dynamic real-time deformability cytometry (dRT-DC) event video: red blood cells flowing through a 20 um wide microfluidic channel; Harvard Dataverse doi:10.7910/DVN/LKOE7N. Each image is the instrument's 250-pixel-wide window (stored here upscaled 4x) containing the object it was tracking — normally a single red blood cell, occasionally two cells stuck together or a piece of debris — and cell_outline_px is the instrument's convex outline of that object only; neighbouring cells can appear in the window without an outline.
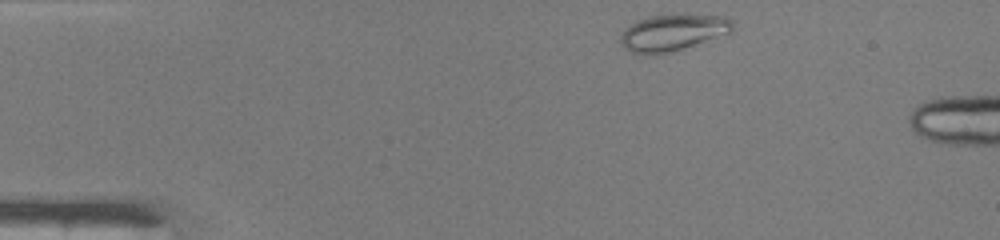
{"species": "common noctule bat (a hibernating species)", "species_latin": "Nyctalus noctula", "temperature_condition": "warm", "stored_images_in_passage": 39, "camera_frame_rate_fps": 3000, "um_per_image_px": 0.085, "animal": {"sex": "male", "body_mass_g": 19.0, "forearm_length_mm": 50.8}, "frame": {"image": 1, "passage_image": 1, "time_ms": 0.0, "image_size_px": [1000, 240], "cell_outline_px": [[732, 32], [668, 52], [628, 52], [620, 44], [620, 36], [632, 24], [648, 16], [724, 16], [732, 20]], "centroid_in_image_um": [57.18, 2.76], "position_along_channel_um": 27.8, "area_um2": 22.48}}
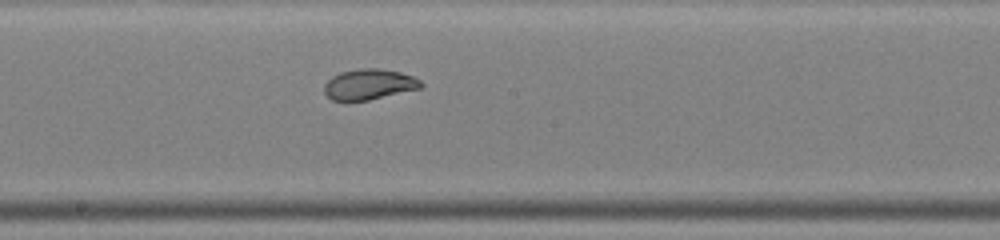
{"frame": {"image": 2, "passage_image": 19, "time_ms": 6.0, "image_size_px": [1000, 240], "cell_outline_px": [[424, 84], [420, 88], [368, 100], [332, 100], [324, 92], [324, 84], [332, 76], [340, 72], [360, 68], [380, 68], [400, 72], [412, 76], [420, 80]], "centroid_in_image_um": [31.36, 7.15], "position_along_channel_um": 216.8, "area_um2": 17.11}}
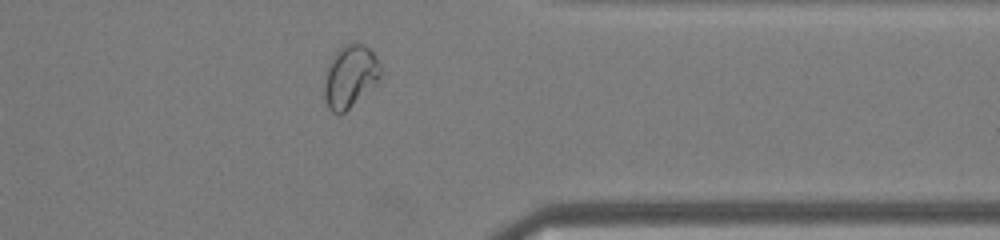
{"frame": {"image": 3, "passage_image": 31, "time_ms": 10.0, "image_size_px": [1000, 240], "cell_outline_px": [[380, 80], [344, 112], [332, 112], [328, 108], [324, 100], [324, 80], [332, 56], [344, 44], [364, 44], [376, 56], [380, 64]], "centroid_in_image_um": [29.76, 6.49], "position_along_channel_um": 381.6, "area_um2": 20.17}}